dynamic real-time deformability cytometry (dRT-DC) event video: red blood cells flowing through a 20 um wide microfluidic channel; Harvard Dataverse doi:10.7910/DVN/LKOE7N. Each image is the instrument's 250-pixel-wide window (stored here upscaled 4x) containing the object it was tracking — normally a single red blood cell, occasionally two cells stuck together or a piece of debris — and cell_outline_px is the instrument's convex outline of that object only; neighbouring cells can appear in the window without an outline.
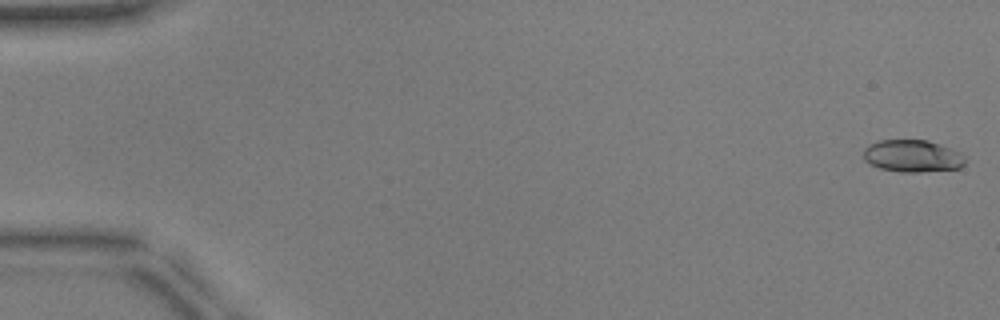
{"species": "common noctule bat (a hibernating species)", "species_latin": "Nyctalus noctula", "temperature_condition": "warm", "stored_images_in_passage": 51, "camera_frame_rate_fps": 3000, "um_per_image_px": 0.085, "animal": {"sex": "male", "body_mass_g": 17.9, "forearm_length_mm": 54.2}, "frame": {"image": 1, "passage_image": 1, "time_ms": 0.0, "image_size_px": [1000, 320], "cell_outline_px": [[964, 164], [960, 168], [920, 172], [900, 172], [880, 168], [868, 164], [864, 160], [864, 148], [880, 140], [928, 140], [960, 152], [964, 156]], "centroid_in_image_um": [77.55, 13.27], "position_along_channel_um": 7.5, "area_um2": 19.02}}
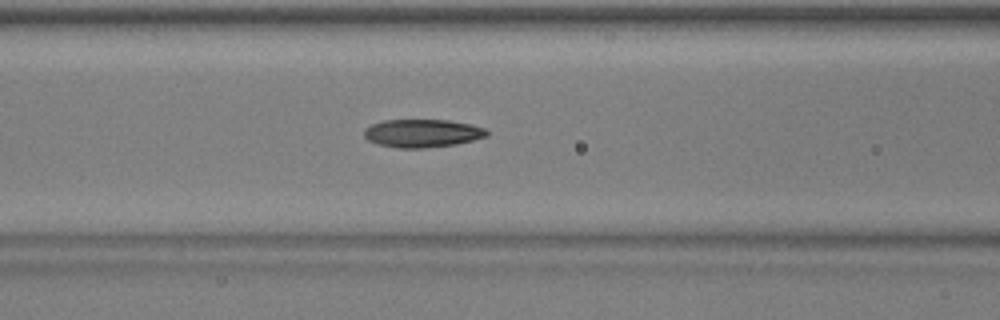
{"frame": {"image": 2, "passage_image": 22, "time_ms": 7.0, "image_size_px": [1000, 320], "cell_outline_px": [[488, 136], [456, 144], [424, 148], [396, 148], [376, 144], [368, 140], [364, 136], [364, 128], [372, 124], [384, 120], [448, 120], [472, 124], [484, 128], [488, 132]], "centroid_in_image_um": [35.88, 11.33], "position_along_channel_um": 130.7, "area_um2": 20.17}}
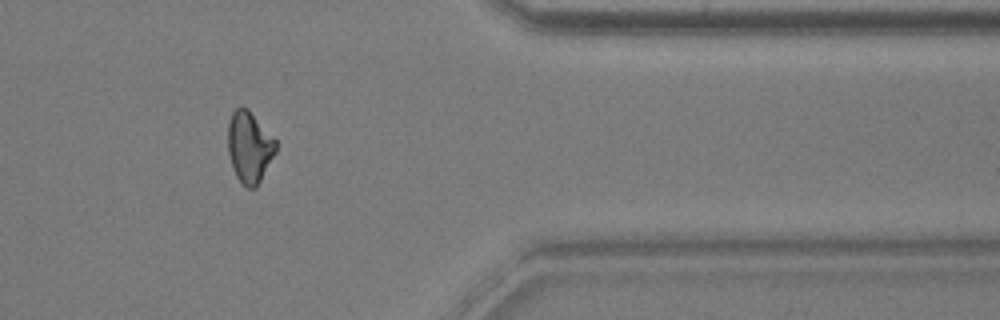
{"frame": {"image": 3, "passage_image": 43, "time_ms": 14.0, "image_size_px": [1000, 320], "cell_outline_px": [[276, 152], [256, 188], [248, 188], [236, 176], [232, 168], [228, 152], [228, 124], [232, 112], [236, 108], [248, 108], [276, 140]], "centroid_in_image_um": [21.19, 12.49], "position_along_channel_um": 390.2, "area_um2": 19.77}, "authors_computed_cell_mechanics": {"area_um2": 19.7676, "velocity_mm_per_s": 3.9522, "shape_relaxation_time_tau1_ms": 6.4529, "shape_relaxation_time_tau2_ms": 2.0944, "deformation_change_tau1": 0.2104, "deformation_change_tau2": 0.0976}}